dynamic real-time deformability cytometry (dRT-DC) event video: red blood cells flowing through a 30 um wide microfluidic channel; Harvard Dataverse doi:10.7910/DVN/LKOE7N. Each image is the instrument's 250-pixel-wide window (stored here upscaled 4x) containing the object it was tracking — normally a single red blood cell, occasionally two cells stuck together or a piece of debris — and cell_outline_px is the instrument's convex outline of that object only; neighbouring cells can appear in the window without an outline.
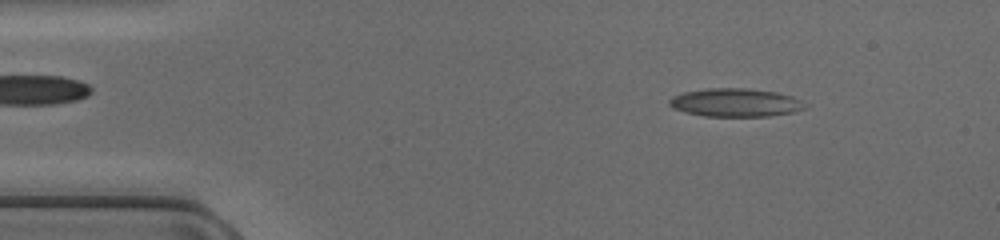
{"species": "common noctule bat (a hibernating species)", "species_latin": "Nyctalus noctula", "temperature_condition": "cold", "stored_images_in_passage": 47, "segment_of_instrument_passage": [1, 2], "camera_frame_rate_fps": 3000, "um_per_image_px": 0.085, "animal": {"sex": "female", "body_mass_g": 17.0, "forearm_length_mm": 48.0}, "frame": {"image": 1, "passage_image": 6, "time_ms": 1.667, "image_size_px": [1000, 240], "cell_outline_px": [[808, 104], [804, 108], [792, 112], [768, 116], [704, 116], [688, 112], [676, 108], [668, 104], [668, 100], [672, 96], [684, 92], [708, 88], [744, 88], [776, 92], [792, 96]], "centroid_in_image_um": [62.52, 8.71], "position_along_channel_um": 22.5, "area_um2": 22.14}}
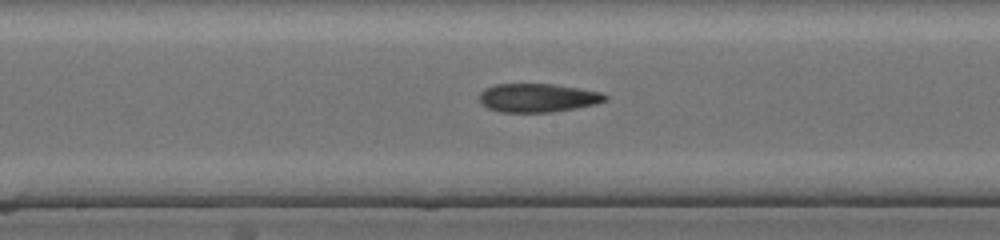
{"frame": {"image": 2, "passage_image": 24, "time_ms": 7.667, "image_size_px": [1000, 240], "cell_outline_px": [[608, 100], [596, 104], [576, 108], [552, 112], [500, 112], [488, 108], [480, 100], [480, 92], [484, 88], [496, 84], [552, 84], [600, 92], [608, 96]], "centroid_in_image_um": [45.71, 8.32], "position_along_channel_um": 202.5, "area_um2": 20.87}}
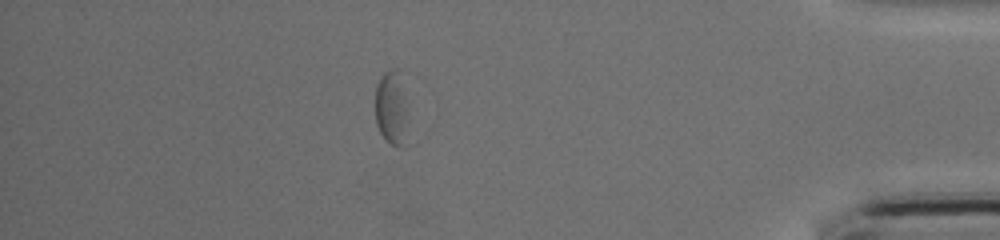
{"frame": {"image": 3, "passage_image": 41, "time_ms": 13.333, "image_size_px": [1000, 240], "cell_outline_px": [[420, 140], [416, 144], [408, 148], [396, 148], [384, 140], [376, 124], [376, 88], [384, 72], [392, 68], [396, 68]], "centroid_in_image_um": [33.54, 9.56], "position_along_channel_um": 401.7, "area_um2": 16.82}}